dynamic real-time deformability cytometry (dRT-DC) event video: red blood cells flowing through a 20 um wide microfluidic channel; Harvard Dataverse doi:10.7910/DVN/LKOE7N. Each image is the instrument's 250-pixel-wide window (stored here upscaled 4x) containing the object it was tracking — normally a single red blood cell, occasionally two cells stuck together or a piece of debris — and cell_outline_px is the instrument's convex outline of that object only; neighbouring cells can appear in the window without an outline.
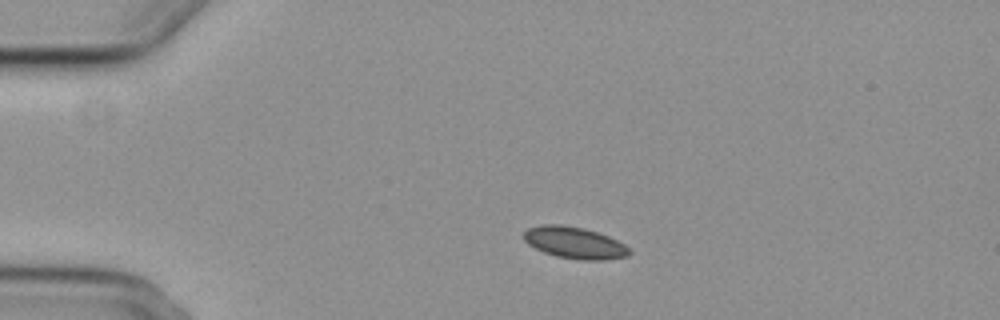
{"species": "common noctule bat (a hibernating species)", "species_latin": "Nyctalus noctula", "temperature_condition": "cold", "stored_images_in_passage": 3, "camera_frame_rate_fps": 3000, "um_per_image_px": 0.085, "animal": {"sex": "female", "body_mass_g": 29.2, "forearm_length_mm": 56.3}, "frame": {"image": 1, "passage_image": 1, "time_ms": 0.0, "image_size_px": [1000, 320], "cell_outline_px": [[632, 252], [628, 256], [604, 260], [580, 260], [556, 256], [544, 252], [528, 244], [524, 240], [524, 232], [528, 228], [540, 224], [560, 224], [584, 228], [608, 236], [624, 244]], "centroid_in_image_um": [48.83, 20.63], "position_along_channel_um": 36.2, "area_um2": 19.48}}
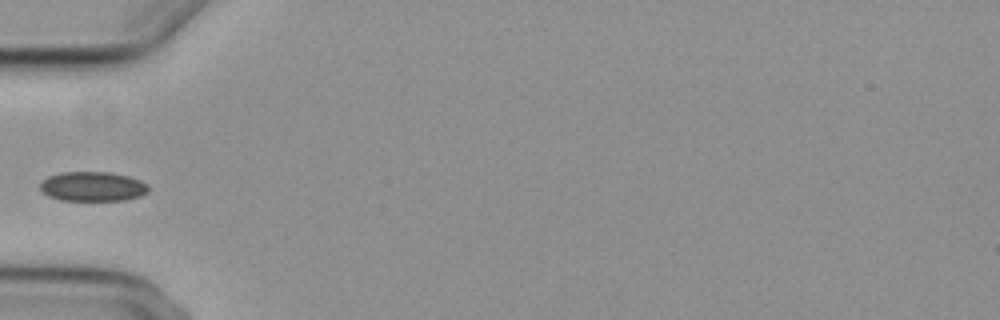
{"frame": {"image": 2, "passage_image": 3, "time_ms": 2.333, "image_size_px": [1000, 320], "cell_outline_px": [[148, 192], [140, 196], [124, 200], [60, 200], [48, 196], [40, 188], [40, 184], [48, 176], [60, 172], [108, 172], [128, 176], [140, 180], [148, 184]], "centroid_in_image_um": [7.88, 15.85], "position_along_channel_um": 77.1, "area_um2": 18.61}}